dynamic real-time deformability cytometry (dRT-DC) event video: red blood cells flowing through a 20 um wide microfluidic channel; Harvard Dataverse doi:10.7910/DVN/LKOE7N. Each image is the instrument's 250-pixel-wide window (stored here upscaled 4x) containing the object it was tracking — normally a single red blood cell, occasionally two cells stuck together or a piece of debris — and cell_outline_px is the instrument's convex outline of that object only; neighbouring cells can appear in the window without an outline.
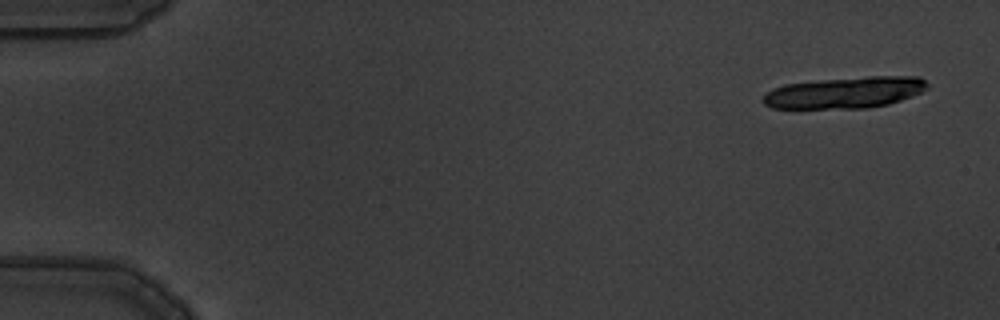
{"species": "common noctule bat (a hibernating species)", "species_latin": "Nyctalus noctula", "temperature_condition": "warm", "stored_images_in_passage": 4, "camera_frame_rate_fps": 3000, "um_per_image_px": 0.085, "animal": {"sex": "male", "body_mass_g": 19.5, "forearm_length_mm": 54.6}, "frame": {"image": 1, "passage_image": 1, "time_ms": 0.0, "image_size_px": [1000, 320], "cell_outline_px": [[928, 88], [912, 96], [888, 104], [868, 108], [772, 108], [764, 104], [764, 96], [772, 88], [784, 84], [824, 80], [868, 76], [920, 76], [928, 84]], "centroid_in_image_um": [71.85, 7.86], "position_along_channel_um": 13.2, "area_um2": 29.88}}